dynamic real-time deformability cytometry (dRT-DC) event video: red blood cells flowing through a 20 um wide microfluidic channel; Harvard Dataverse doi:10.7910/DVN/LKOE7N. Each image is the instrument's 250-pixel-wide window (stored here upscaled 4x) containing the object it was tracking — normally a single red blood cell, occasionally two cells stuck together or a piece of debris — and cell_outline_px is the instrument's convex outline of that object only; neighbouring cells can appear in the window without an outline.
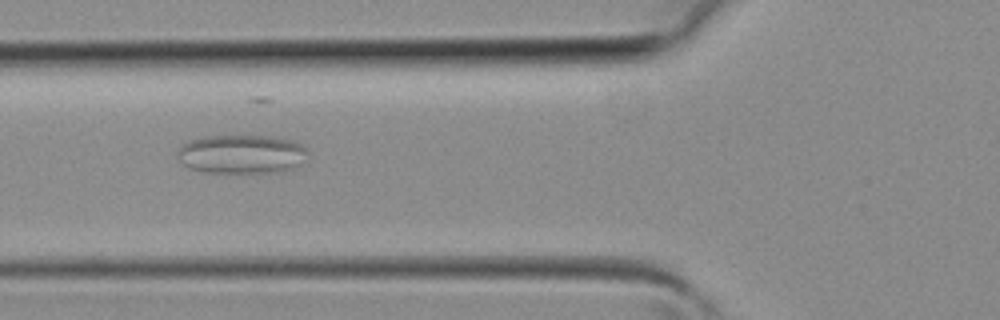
{"species": "common noctule bat (a hibernating species)", "species_latin": "Nyctalus noctula", "temperature_condition": "room temperature", "stored_images_in_passage": 41, "camera_frame_rate_fps": 3000, "um_per_image_px": 0.085, "animal": {"sex": "female", "body_mass_g": 19.3, "forearm_length_mm": 54.1}, "frame": {"image": 1, "passage_image": 15, "time_ms": 4.667, "image_size_px": [1000, 320], "cell_outline_px": [[308, 148], [300, 164], [292, 168], [280, 172], [204, 172], [188, 168], [176, 156], [176, 152], [180, 144], [188, 140], [208, 136], [272, 136], [292, 140], [304, 144]], "centroid_in_image_um": [20.5, 13.09], "position_along_channel_um": 105.3, "area_um2": 29.71}}
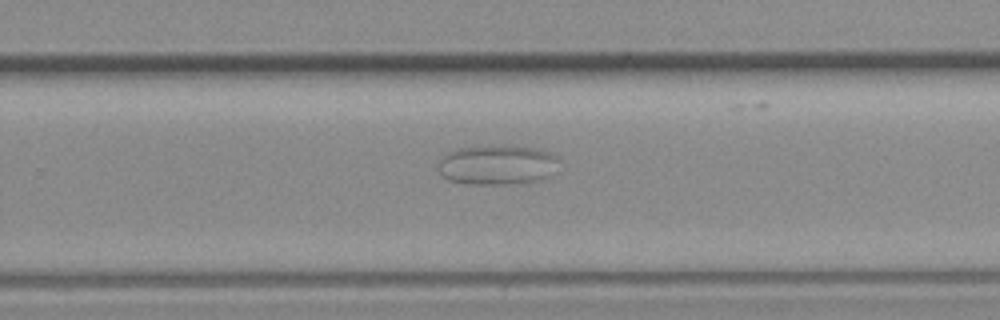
{"frame": {"image": 2, "passage_image": 26, "time_ms": 8.333, "image_size_px": [1000, 320], "cell_outline_px": [[556, 172], [540, 180], [504, 184], [468, 184], [448, 180], [440, 172], [440, 160], [448, 152], [456, 148], [488, 144], [504, 144], [540, 148], [556, 156]], "centroid_in_image_um": [42.27, 13.97], "position_along_channel_um": 287.5, "area_um2": 28.38}}